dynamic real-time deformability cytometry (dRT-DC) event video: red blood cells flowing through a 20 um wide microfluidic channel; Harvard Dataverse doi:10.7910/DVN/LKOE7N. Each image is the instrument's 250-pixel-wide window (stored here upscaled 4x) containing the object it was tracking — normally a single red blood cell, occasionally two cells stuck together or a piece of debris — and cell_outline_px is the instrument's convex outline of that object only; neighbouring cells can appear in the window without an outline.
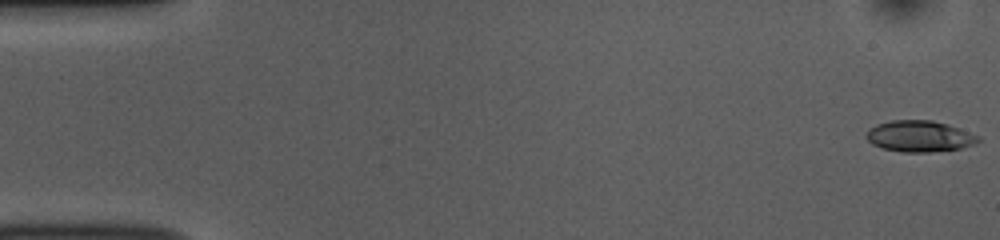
{"species": "common noctule bat (a hibernating species)", "species_latin": "Nyctalus noctula", "temperature_condition": "room temperature", "stored_images_in_passage": 53, "camera_frame_rate_fps": 3000, "um_per_image_px": 0.085, "animal": {"sex": "female", "body_mass_g": 10.0, "forearm_length_mm": 53.1}, "frame": {"image": 1, "passage_image": 1, "time_ms": 0.0, "image_size_px": [1000, 240], "cell_outline_px": [[980, 140], [976, 144], [960, 148], [928, 152], [900, 152], [884, 148], [872, 144], [864, 136], [868, 128], [876, 124], [892, 120], [932, 120], [948, 124], [980, 136]], "centroid_in_image_um": [78.14, 11.57], "position_along_channel_um": 6.9, "area_um2": 20.46}}
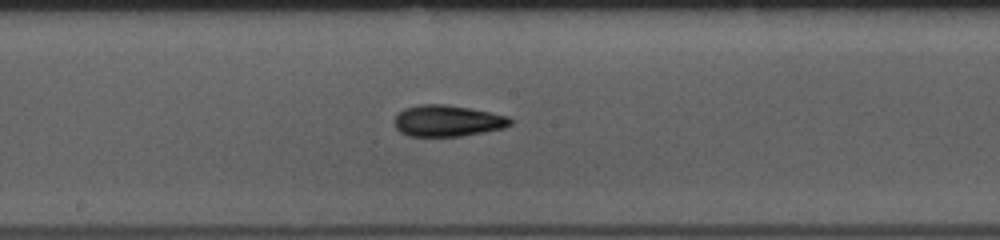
{"frame": {"image": 2, "passage_image": 28, "time_ms": 9.0, "image_size_px": [1000, 240], "cell_outline_px": [[512, 124], [504, 128], [484, 132], [460, 136], [408, 136], [400, 132], [396, 128], [392, 120], [404, 108], [420, 104], [444, 104], [468, 108], [508, 116], [512, 120]], "centroid_in_image_um": [38.01, 10.27], "position_along_channel_um": 210.2, "area_um2": 21.15}}
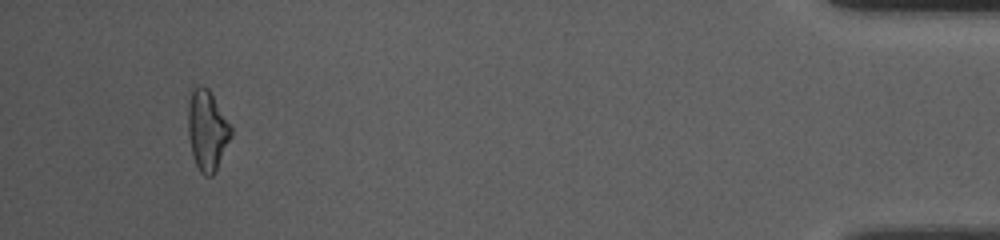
{"frame": {"image": 3, "passage_image": 50, "time_ms": 16.333, "image_size_px": [1000, 240], "cell_outline_px": [[232, 136], [212, 176], [204, 176], [200, 172], [196, 164], [192, 152], [188, 136], [188, 104], [192, 92], [200, 84], [208, 88], [232, 128]], "centroid_in_image_um": [17.6, 11.08], "position_along_channel_um": 417.6, "area_um2": 19.71}, "authors_computed_cell_mechanics": {"area_um2": 19.8832, "velocity_mm_per_s": 3.8016, "shape_relaxation_time_tau1_ms": 2.7151, "shape_relaxation_time_tau2_ms": 2.2165, "deformation_change_tau1": 0.1343, "deformation_change_tau2": 0.1088}}